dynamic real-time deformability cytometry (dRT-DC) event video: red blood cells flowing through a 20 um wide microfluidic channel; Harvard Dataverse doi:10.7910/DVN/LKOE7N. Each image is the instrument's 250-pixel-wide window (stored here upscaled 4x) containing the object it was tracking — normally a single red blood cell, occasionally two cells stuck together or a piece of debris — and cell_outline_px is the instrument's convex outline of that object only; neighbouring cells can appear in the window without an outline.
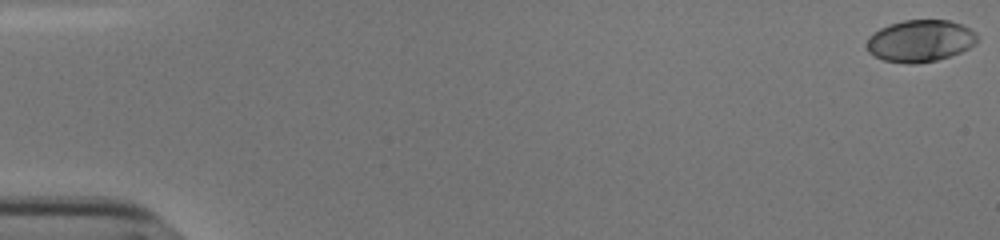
{"species": "human", "species_latin": "Homo sapiens", "temperature_condition": "cold", "stored_images_in_passage": 46, "camera_frame_rate_fps": 3000, "um_per_image_px": 0.085, "donor": {"sex": "male"}, "frame": {"image": 1, "passage_image": 1, "time_ms": 0.0, "image_size_px": [1000, 240], "cell_outline_px": [[976, 44], [960, 52], [936, 60], [916, 64], [908, 64], [884, 60], [868, 52], [868, 36], [872, 32], [888, 24], [904, 20], [948, 20], [960, 24], [976, 32]], "centroid_in_image_um": [78.2, 3.47], "position_along_channel_um": 6.8, "area_um2": 26.88}}
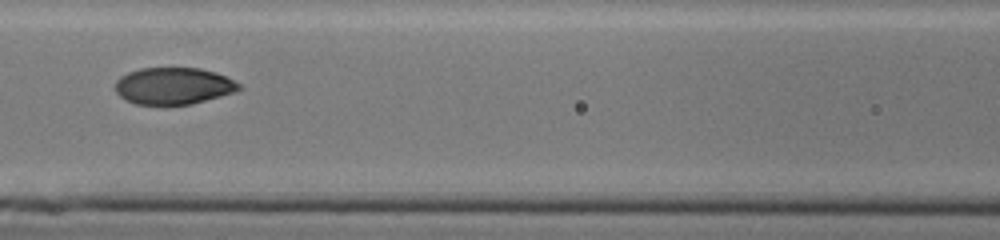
{"frame": {"image": 2, "passage_image": 26, "time_ms": 8.333, "image_size_px": [1000, 240], "cell_outline_px": [[244, 88], [220, 96], [192, 104], [136, 104], [124, 100], [116, 92], [116, 80], [120, 76], [128, 72], [140, 68], [200, 68], [216, 72], [240, 84]], "centroid_in_image_um": [14.72, 7.3], "position_along_channel_um": 151.9, "area_um2": 26.47}}
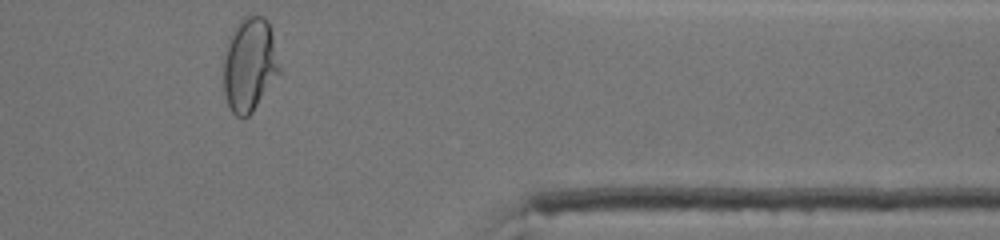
{"frame": {"image": 3, "passage_image": 46, "time_ms": 15.0, "image_size_px": [1000, 240], "cell_outline_px": [[280, 72], [252, 112], [248, 116], [236, 116], [232, 112], [228, 104], [224, 92], [224, 60], [228, 44], [232, 32], [236, 24], [244, 16], [252, 12], [256, 12], [264, 16], [268, 20], [280, 68]], "centroid_in_image_um": [21.21, 5.44], "position_along_channel_um": 390.2, "area_um2": 30.35}, "authors_computed_cell_mechanics": {"area_um2": 27.2527, "velocity_mm_per_s": 3.8358, "shape_relaxation_time_tau1_ms": 4.3907, "shape_relaxation_time_tau2_ms": null, "deformation_change_tau1": 0.1997, "deformation_change_tau2": null}}